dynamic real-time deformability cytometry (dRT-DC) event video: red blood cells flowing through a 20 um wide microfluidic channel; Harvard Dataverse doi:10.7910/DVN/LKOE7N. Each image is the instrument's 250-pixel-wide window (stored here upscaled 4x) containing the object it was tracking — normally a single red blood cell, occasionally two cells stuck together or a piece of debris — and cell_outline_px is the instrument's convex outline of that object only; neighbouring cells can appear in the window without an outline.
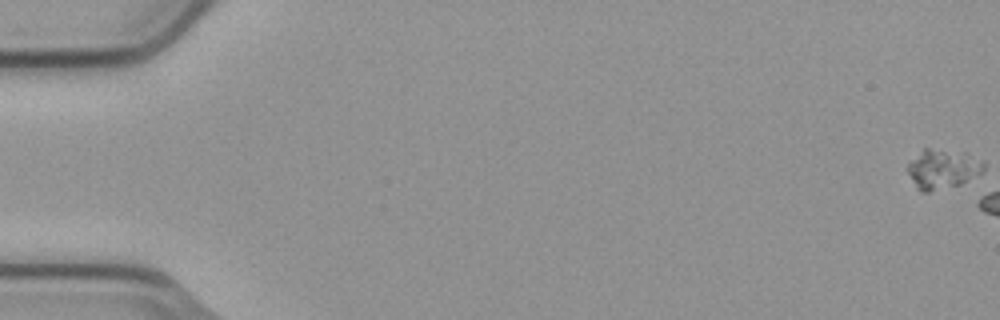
{"species": "common noctule bat (a hibernating species)", "species_latin": "Nyctalus noctula", "temperature_condition": "cold", "stored_images_in_passage": 3, "camera_frame_rate_fps": 3000, "um_per_image_px": 0.085, "animal": {"sex": "male", "body_mass_g": 23.1, "forearm_length_mm": 52.7}, "frame": {"image": 1, "passage_image": 1, "time_ms": 0.0, "image_size_px": [1000, 320], "cell_outline_px": [[984, 168], [980, 172], [960, 184], [928, 192], [920, 192], [916, 188], [908, 172], [908, 164], [924, 148], [928, 148], [984, 160]], "centroid_in_image_um": [80.06, 14.41], "position_along_channel_um": 4.9, "area_um2": 16.47}}